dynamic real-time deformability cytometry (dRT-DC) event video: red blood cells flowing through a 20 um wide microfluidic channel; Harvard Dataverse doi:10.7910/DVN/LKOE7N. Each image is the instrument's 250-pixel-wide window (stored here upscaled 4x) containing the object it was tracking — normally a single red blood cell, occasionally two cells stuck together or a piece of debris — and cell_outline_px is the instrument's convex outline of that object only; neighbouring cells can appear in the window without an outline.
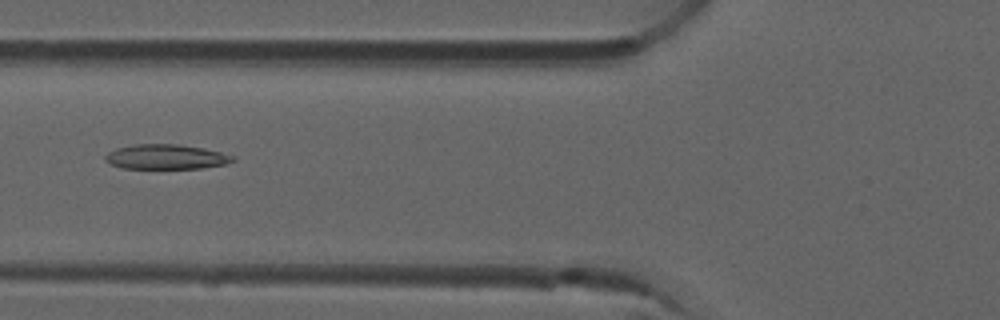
{"species": "common noctule bat (a hibernating species)", "species_latin": "Nyctalus noctula", "temperature_condition": "room temperature", "stored_images_in_passage": 7, "camera_frame_rate_fps": 3000, "um_per_image_px": 0.085, "animal": {"sex": "male", "forearm_length_mm": 52.5}, "frame": {"image": 1, "passage_image": 6, "time_ms": 1.667, "image_size_px": [1000, 320], "cell_outline_px": [[236, 160], [228, 164], [204, 168], [124, 168], [112, 164], [104, 160], [104, 156], [108, 152], [116, 148], [136, 144], [180, 144], [204, 148], [236, 156]], "centroid_in_image_um": [14.17, 13.33], "position_along_channel_um": 111.6, "area_um2": 18.55}}
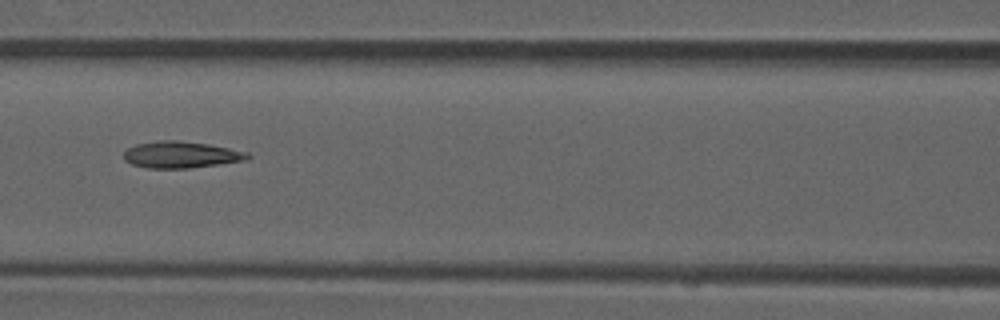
{"frame": {"image": 2, "passage_image": 7, "time_ms": 2.0, "image_size_px": [1000, 320], "cell_outline_px": [[252, 156], [248, 160], [188, 168], [148, 168], [132, 164], [124, 160], [124, 152], [128, 148], [136, 144], [160, 140], [180, 140], [208, 144], [248, 152]], "centroid_in_image_um": [15.4, 13.14], "position_along_channel_um": 151.2, "area_um2": 19.19}}